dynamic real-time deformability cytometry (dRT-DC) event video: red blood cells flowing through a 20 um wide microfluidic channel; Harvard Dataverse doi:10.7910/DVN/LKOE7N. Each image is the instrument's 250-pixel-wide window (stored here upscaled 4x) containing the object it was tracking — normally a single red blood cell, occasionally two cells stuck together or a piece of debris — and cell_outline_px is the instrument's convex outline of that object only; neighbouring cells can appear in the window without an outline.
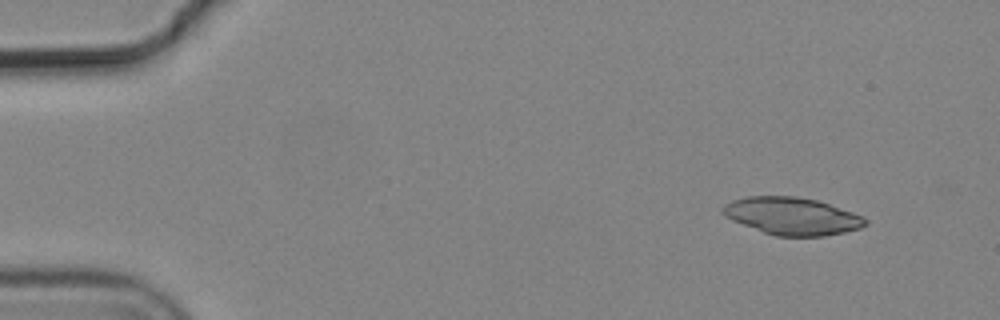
{"species": "common noctule bat (a hibernating species)", "species_latin": "Nyctalus noctula", "temperature_condition": "cold", "stored_images_in_passage": 6, "segment_of_instrument_passage": [1, 2], "camera_frame_rate_fps": 3000, "um_per_image_px": 0.085, "animal": {"sex": "male", "body_mass_g": 19.2, "forearm_length_mm": 51.8}, "frame": {"image": 1, "passage_image": 2, "time_ms": 0.333, "image_size_px": [1000, 320], "cell_outline_px": [[868, 224], [860, 228], [844, 232], [824, 236], [776, 236], [764, 232], [732, 220], [724, 216], [720, 212], [720, 208], [724, 204], [732, 200], [748, 196], [796, 196], [816, 200], [864, 216], [868, 220]], "centroid_in_image_um": [67.3, 18.36], "position_along_channel_um": 17.7, "area_um2": 31.1}}